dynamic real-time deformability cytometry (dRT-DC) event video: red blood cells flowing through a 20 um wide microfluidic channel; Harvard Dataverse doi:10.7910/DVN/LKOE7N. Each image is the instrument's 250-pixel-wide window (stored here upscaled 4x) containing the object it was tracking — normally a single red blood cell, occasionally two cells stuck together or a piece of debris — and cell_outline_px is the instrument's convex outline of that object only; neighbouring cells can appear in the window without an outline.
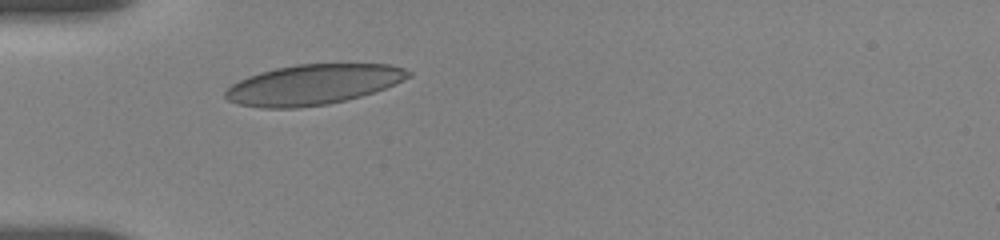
{"species": "human", "species_latin": "Homo sapiens", "temperature_condition": "room temperature", "stored_images_in_passage": 33, "camera_frame_rate_fps": 3000, "um_per_image_px": 0.085, "donor": {"sex": "female"}, "frame": {"image": 1, "passage_image": 1, "time_ms": 0.0, "image_size_px": [1000, 240], "cell_outline_px": [[412, 76], [384, 88], [360, 96], [328, 104], [296, 108], [264, 108], [236, 104], [228, 100], [224, 96], [224, 92], [232, 84], [248, 76], [260, 72], [276, 68], [296, 64], [388, 64], [404, 68], [412, 72]], "centroid_in_image_um": [26.58, 7.19], "position_along_channel_um": 58.4, "area_um2": 42.71}}
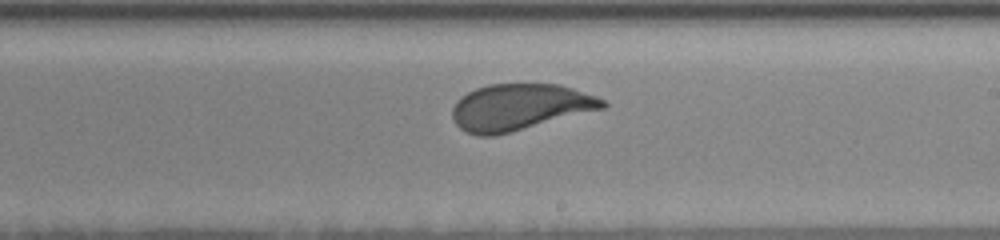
{"frame": {"image": 2, "passage_image": 17, "time_ms": 5.333, "image_size_px": [1000, 240], "cell_outline_px": [[608, 104], [604, 108], [512, 132], [496, 136], [480, 136], [464, 132], [452, 120], [452, 108], [456, 100], [460, 96], [476, 88], [488, 84], [560, 84], [596, 96], [604, 100]], "centroid_in_image_um": [44.13, 9.11], "position_along_channel_um": 244.9, "area_um2": 40.81}}
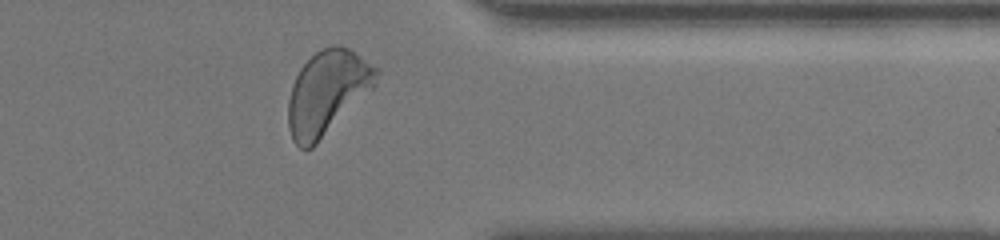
{"frame": {"image": 3, "passage_image": 29, "time_ms": 9.333, "image_size_px": [1000, 240], "cell_outline_px": [[380, 72], [376, 84], [312, 148], [300, 148], [292, 140], [288, 128], [288, 100], [296, 76], [300, 68], [320, 48], [332, 44], [340, 44], [348, 48], [380, 68]], "centroid_in_image_um": [27.82, 7.83], "position_along_channel_um": 383.6, "area_um2": 42.77}, "authors_computed_cell_mechanics": {"area_um2": 41.038, "velocity_mm_per_s": 3.6213, "shape_relaxation_time_tau1_ms": 2.6938, "shape_relaxation_time_tau2_ms": null, "deformation_change_tau1": 0.1296, "deformation_change_tau2": null}}